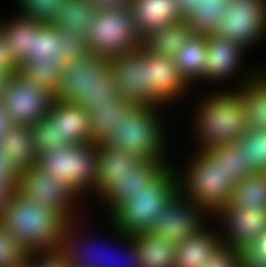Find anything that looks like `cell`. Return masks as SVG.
I'll return each instance as SVG.
<instances>
[{"label": "cell", "instance_id": "1", "mask_svg": "<svg viewBox=\"0 0 266 267\" xmlns=\"http://www.w3.org/2000/svg\"><path fill=\"white\" fill-rule=\"evenodd\" d=\"M9 234L29 253L58 251L69 220L54 207L14 192L0 216Z\"/></svg>", "mask_w": 266, "mask_h": 267}, {"label": "cell", "instance_id": "2", "mask_svg": "<svg viewBox=\"0 0 266 267\" xmlns=\"http://www.w3.org/2000/svg\"><path fill=\"white\" fill-rule=\"evenodd\" d=\"M198 104L192 118L198 150L237 143L248 130L243 104L235 90L213 91Z\"/></svg>", "mask_w": 266, "mask_h": 267}, {"label": "cell", "instance_id": "3", "mask_svg": "<svg viewBox=\"0 0 266 267\" xmlns=\"http://www.w3.org/2000/svg\"><path fill=\"white\" fill-rule=\"evenodd\" d=\"M177 168L169 165L152 183L119 204L108 215L110 228L127 235L148 232L153 220L179 192Z\"/></svg>", "mask_w": 266, "mask_h": 267}, {"label": "cell", "instance_id": "4", "mask_svg": "<svg viewBox=\"0 0 266 267\" xmlns=\"http://www.w3.org/2000/svg\"><path fill=\"white\" fill-rule=\"evenodd\" d=\"M157 107L161 106L130 103L122 111L116 137L109 144L140 158L168 162L166 126Z\"/></svg>", "mask_w": 266, "mask_h": 267}, {"label": "cell", "instance_id": "5", "mask_svg": "<svg viewBox=\"0 0 266 267\" xmlns=\"http://www.w3.org/2000/svg\"><path fill=\"white\" fill-rule=\"evenodd\" d=\"M197 150L183 173L177 171L179 192L203 207L212 217L233 198L234 186L238 183L229 176L220 163L203 151Z\"/></svg>", "mask_w": 266, "mask_h": 267}, {"label": "cell", "instance_id": "6", "mask_svg": "<svg viewBox=\"0 0 266 267\" xmlns=\"http://www.w3.org/2000/svg\"><path fill=\"white\" fill-rule=\"evenodd\" d=\"M85 38L90 54L107 59L140 48L141 43L129 6L99 7Z\"/></svg>", "mask_w": 266, "mask_h": 267}, {"label": "cell", "instance_id": "7", "mask_svg": "<svg viewBox=\"0 0 266 267\" xmlns=\"http://www.w3.org/2000/svg\"><path fill=\"white\" fill-rule=\"evenodd\" d=\"M98 153L99 143L72 144L38 156L36 166L65 182L82 198L94 192Z\"/></svg>", "mask_w": 266, "mask_h": 267}, {"label": "cell", "instance_id": "8", "mask_svg": "<svg viewBox=\"0 0 266 267\" xmlns=\"http://www.w3.org/2000/svg\"><path fill=\"white\" fill-rule=\"evenodd\" d=\"M118 94L136 105H166L149 86L148 53L141 48L108 59Z\"/></svg>", "mask_w": 266, "mask_h": 267}, {"label": "cell", "instance_id": "9", "mask_svg": "<svg viewBox=\"0 0 266 267\" xmlns=\"http://www.w3.org/2000/svg\"><path fill=\"white\" fill-rule=\"evenodd\" d=\"M54 99V94L41 83L17 72L10 79L0 104L13 124L31 126L47 116Z\"/></svg>", "mask_w": 266, "mask_h": 267}, {"label": "cell", "instance_id": "10", "mask_svg": "<svg viewBox=\"0 0 266 267\" xmlns=\"http://www.w3.org/2000/svg\"><path fill=\"white\" fill-rule=\"evenodd\" d=\"M214 35L232 39L247 50L265 40L266 0H231Z\"/></svg>", "mask_w": 266, "mask_h": 267}, {"label": "cell", "instance_id": "11", "mask_svg": "<svg viewBox=\"0 0 266 267\" xmlns=\"http://www.w3.org/2000/svg\"><path fill=\"white\" fill-rule=\"evenodd\" d=\"M209 217L212 219L203 207L178 192L153 220L148 233L179 244L206 228Z\"/></svg>", "mask_w": 266, "mask_h": 267}, {"label": "cell", "instance_id": "12", "mask_svg": "<svg viewBox=\"0 0 266 267\" xmlns=\"http://www.w3.org/2000/svg\"><path fill=\"white\" fill-rule=\"evenodd\" d=\"M16 191L44 206L54 207L69 221L78 218L75 217L78 214L75 207L81 198L65 182L50 176L36 165L20 172Z\"/></svg>", "mask_w": 266, "mask_h": 267}, {"label": "cell", "instance_id": "13", "mask_svg": "<svg viewBox=\"0 0 266 267\" xmlns=\"http://www.w3.org/2000/svg\"><path fill=\"white\" fill-rule=\"evenodd\" d=\"M214 218V222L217 219L221 221L218 225H223L220 232L222 246L240 249L245 254L266 230V207L227 205Z\"/></svg>", "mask_w": 266, "mask_h": 267}, {"label": "cell", "instance_id": "14", "mask_svg": "<svg viewBox=\"0 0 266 267\" xmlns=\"http://www.w3.org/2000/svg\"><path fill=\"white\" fill-rule=\"evenodd\" d=\"M169 165V162L141 158L132 168L112 179L111 184L98 196L111 213L119 204L152 183Z\"/></svg>", "mask_w": 266, "mask_h": 267}, {"label": "cell", "instance_id": "15", "mask_svg": "<svg viewBox=\"0 0 266 267\" xmlns=\"http://www.w3.org/2000/svg\"><path fill=\"white\" fill-rule=\"evenodd\" d=\"M206 67L203 82H225L240 73L245 49L238 42L216 35L208 36ZM242 61V62H241ZM241 68V69H240ZM239 71V72H238ZM229 78V79H227Z\"/></svg>", "mask_w": 266, "mask_h": 267}, {"label": "cell", "instance_id": "16", "mask_svg": "<svg viewBox=\"0 0 266 267\" xmlns=\"http://www.w3.org/2000/svg\"><path fill=\"white\" fill-rule=\"evenodd\" d=\"M46 117L57 128L62 146L91 143L89 113L82 106L54 99Z\"/></svg>", "mask_w": 266, "mask_h": 267}, {"label": "cell", "instance_id": "17", "mask_svg": "<svg viewBox=\"0 0 266 267\" xmlns=\"http://www.w3.org/2000/svg\"><path fill=\"white\" fill-rule=\"evenodd\" d=\"M107 58L88 54L66 66L55 99L67 103H77L79 95L87 89L91 78L99 77L107 68Z\"/></svg>", "mask_w": 266, "mask_h": 267}, {"label": "cell", "instance_id": "18", "mask_svg": "<svg viewBox=\"0 0 266 267\" xmlns=\"http://www.w3.org/2000/svg\"><path fill=\"white\" fill-rule=\"evenodd\" d=\"M147 66L149 67V86L166 106L182 99L184 94L189 92L187 89H191L177 70L173 58L148 54Z\"/></svg>", "mask_w": 266, "mask_h": 267}, {"label": "cell", "instance_id": "19", "mask_svg": "<svg viewBox=\"0 0 266 267\" xmlns=\"http://www.w3.org/2000/svg\"><path fill=\"white\" fill-rule=\"evenodd\" d=\"M248 72L232 90L240 96L248 129L266 131V78L258 68Z\"/></svg>", "mask_w": 266, "mask_h": 267}, {"label": "cell", "instance_id": "20", "mask_svg": "<svg viewBox=\"0 0 266 267\" xmlns=\"http://www.w3.org/2000/svg\"><path fill=\"white\" fill-rule=\"evenodd\" d=\"M129 8L141 36L184 19L175 0H132Z\"/></svg>", "mask_w": 266, "mask_h": 267}, {"label": "cell", "instance_id": "21", "mask_svg": "<svg viewBox=\"0 0 266 267\" xmlns=\"http://www.w3.org/2000/svg\"><path fill=\"white\" fill-rule=\"evenodd\" d=\"M79 220L76 218L65 225L58 252L70 267H103L104 249H101V252L99 248L98 250L97 248L95 249L92 242L90 244L87 243L89 239L87 238L86 240L85 235L82 234L83 232L79 230L80 226H82L77 224L80 223Z\"/></svg>", "mask_w": 266, "mask_h": 267}, {"label": "cell", "instance_id": "22", "mask_svg": "<svg viewBox=\"0 0 266 267\" xmlns=\"http://www.w3.org/2000/svg\"><path fill=\"white\" fill-rule=\"evenodd\" d=\"M207 226L202 231L177 244L175 267H203L222 247L221 233ZM209 229V230H208Z\"/></svg>", "mask_w": 266, "mask_h": 267}, {"label": "cell", "instance_id": "23", "mask_svg": "<svg viewBox=\"0 0 266 267\" xmlns=\"http://www.w3.org/2000/svg\"><path fill=\"white\" fill-rule=\"evenodd\" d=\"M141 158L113 145L99 143V153L94 181V197L98 196L111 184L112 179L132 168Z\"/></svg>", "mask_w": 266, "mask_h": 267}, {"label": "cell", "instance_id": "24", "mask_svg": "<svg viewBox=\"0 0 266 267\" xmlns=\"http://www.w3.org/2000/svg\"><path fill=\"white\" fill-rule=\"evenodd\" d=\"M0 19V33L10 48L11 55L20 65L33 52L34 36L46 24L23 19L18 14L9 19Z\"/></svg>", "mask_w": 266, "mask_h": 267}, {"label": "cell", "instance_id": "25", "mask_svg": "<svg viewBox=\"0 0 266 267\" xmlns=\"http://www.w3.org/2000/svg\"><path fill=\"white\" fill-rule=\"evenodd\" d=\"M193 35L192 28L183 20L165 28L147 31L141 36L140 48L144 53L174 58Z\"/></svg>", "mask_w": 266, "mask_h": 267}, {"label": "cell", "instance_id": "26", "mask_svg": "<svg viewBox=\"0 0 266 267\" xmlns=\"http://www.w3.org/2000/svg\"><path fill=\"white\" fill-rule=\"evenodd\" d=\"M0 153L22 170L36 165L37 156L30 126L14 124L0 140Z\"/></svg>", "mask_w": 266, "mask_h": 267}, {"label": "cell", "instance_id": "27", "mask_svg": "<svg viewBox=\"0 0 266 267\" xmlns=\"http://www.w3.org/2000/svg\"><path fill=\"white\" fill-rule=\"evenodd\" d=\"M207 41L208 36L193 35L173 58L177 70L191 87L205 75Z\"/></svg>", "mask_w": 266, "mask_h": 267}, {"label": "cell", "instance_id": "28", "mask_svg": "<svg viewBox=\"0 0 266 267\" xmlns=\"http://www.w3.org/2000/svg\"><path fill=\"white\" fill-rule=\"evenodd\" d=\"M133 240L138 246L141 267H175V242L148 232L133 235Z\"/></svg>", "mask_w": 266, "mask_h": 267}, {"label": "cell", "instance_id": "29", "mask_svg": "<svg viewBox=\"0 0 266 267\" xmlns=\"http://www.w3.org/2000/svg\"><path fill=\"white\" fill-rule=\"evenodd\" d=\"M22 63L55 64L64 70V39L53 24H46L34 36L33 52Z\"/></svg>", "mask_w": 266, "mask_h": 267}, {"label": "cell", "instance_id": "30", "mask_svg": "<svg viewBox=\"0 0 266 267\" xmlns=\"http://www.w3.org/2000/svg\"><path fill=\"white\" fill-rule=\"evenodd\" d=\"M98 10L99 7L89 0H67L53 25L59 31H68L85 37L87 28L95 19Z\"/></svg>", "mask_w": 266, "mask_h": 267}, {"label": "cell", "instance_id": "31", "mask_svg": "<svg viewBox=\"0 0 266 267\" xmlns=\"http://www.w3.org/2000/svg\"><path fill=\"white\" fill-rule=\"evenodd\" d=\"M76 104L87 111L95 110V106L129 105L130 103L118 94L109 66L99 77L91 78L87 89L79 95V101Z\"/></svg>", "mask_w": 266, "mask_h": 267}, {"label": "cell", "instance_id": "32", "mask_svg": "<svg viewBox=\"0 0 266 267\" xmlns=\"http://www.w3.org/2000/svg\"><path fill=\"white\" fill-rule=\"evenodd\" d=\"M231 0H200L195 9L184 15V21L192 28L194 35L212 36L219 25L223 14Z\"/></svg>", "mask_w": 266, "mask_h": 267}, {"label": "cell", "instance_id": "33", "mask_svg": "<svg viewBox=\"0 0 266 267\" xmlns=\"http://www.w3.org/2000/svg\"><path fill=\"white\" fill-rule=\"evenodd\" d=\"M128 105L95 106L87 110L90 119V138L93 143L109 144L119 129L120 115Z\"/></svg>", "mask_w": 266, "mask_h": 267}, {"label": "cell", "instance_id": "34", "mask_svg": "<svg viewBox=\"0 0 266 267\" xmlns=\"http://www.w3.org/2000/svg\"><path fill=\"white\" fill-rule=\"evenodd\" d=\"M214 163H220L229 176L237 182L253 175L256 171L245 162L244 151H241L237 143H229L211 149L203 150Z\"/></svg>", "mask_w": 266, "mask_h": 267}, {"label": "cell", "instance_id": "35", "mask_svg": "<svg viewBox=\"0 0 266 267\" xmlns=\"http://www.w3.org/2000/svg\"><path fill=\"white\" fill-rule=\"evenodd\" d=\"M229 205L250 206L255 209L266 207V172H256L239 181L234 186Z\"/></svg>", "mask_w": 266, "mask_h": 267}, {"label": "cell", "instance_id": "36", "mask_svg": "<svg viewBox=\"0 0 266 267\" xmlns=\"http://www.w3.org/2000/svg\"><path fill=\"white\" fill-rule=\"evenodd\" d=\"M245 162L256 172H266V131L248 129L237 142Z\"/></svg>", "mask_w": 266, "mask_h": 267}, {"label": "cell", "instance_id": "37", "mask_svg": "<svg viewBox=\"0 0 266 267\" xmlns=\"http://www.w3.org/2000/svg\"><path fill=\"white\" fill-rule=\"evenodd\" d=\"M17 1V0H16ZM18 15L44 24H53L67 0H18Z\"/></svg>", "mask_w": 266, "mask_h": 267}, {"label": "cell", "instance_id": "38", "mask_svg": "<svg viewBox=\"0 0 266 267\" xmlns=\"http://www.w3.org/2000/svg\"><path fill=\"white\" fill-rule=\"evenodd\" d=\"M19 73L41 83L52 94H56L62 80L63 70L55 64L21 63Z\"/></svg>", "mask_w": 266, "mask_h": 267}, {"label": "cell", "instance_id": "39", "mask_svg": "<svg viewBox=\"0 0 266 267\" xmlns=\"http://www.w3.org/2000/svg\"><path fill=\"white\" fill-rule=\"evenodd\" d=\"M29 253L0 221V267H24Z\"/></svg>", "mask_w": 266, "mask_h": 267}, {"label": "cell", "instance_id": "40", "mask_svg": "<svg viewBox=\"0 0 266 267\" xmlns=\"http://www.w3.org/2000/svg\"><path fill=\"white\" fill-rule=\"evenodd\" d=\"M30 129L37 157L54 152L63 147L58 141L57 128L47 117L31 125Z\"/></svg>", "mask_w": 266, "mask_h": 267}, {"label": "cell", "instance_id": "41", "mask_svg": "<svg viewBox=\"0 0 266 267\" xmlns=\"http://www.w3.org/2000/svg\"><path fill=\"white\" fill-rule=\"evenodd\" d=\"M114 231L115 232H113L114 234L116 233L117 235V237H118V239L120 240L119 242H121V238H122V244H124V243H126L127 244V249H126V251H127V253H126V255H124V257L125 258H123V256H122V258H121V256H120V258L121 259H124L125 260V263L123 262L124 260H122V264L121 265H126V267H141V258H140V256H139V253H138V246H137V244L135 243V241L133 240V235H127L126 233H124V232H122V231H119L118 229H116L115 227H114ZM123 241H124V243H123ZM108 250V249H107ZM107 250H106V252H107ZM105 252V251H104ZM105 252V253H106ZM105 253H104V256H103V267H116V265H115V261L117 260H115L114 261V259H112V256H110L109 255V258H108V256H107V254L105 255ZM113 253V252H112ZM114 254H116V253H114ZM114 254H111V255H113L114 256ZM122 254H123V252H122ZM121 254V255H122ZM107 258H106V257ZM118 257V256H117ZM106 258V259H105ZM115 258V257H114ZM113 261V262H112ZM120 261V260H119ZM119 261H117V262H119ZM111 264H110V263ZM116 262V263H117ZM114 264V265H113ZM118 265V264H117ZM120 265V264H119ZM118 265V266H119ZM121 265H120V267H121ZM124 265V266H125ZM117 266V267H118ZM123 267V266H122Z\"/></svg>", "mask_w": 266, "mask_h": 267}, {"label": "cell", "instance_id": "42", "mask_svg": "<svg viewBox=\"0 0 266 267\" xmlns=\"http://www.w3.org/2000/svg\"><path fill=\"white\" fill-rule=\"evenodd\" d=\"M203 267H246V254L240 249L222 246Z\"/></svg>", "mask_w": 266, "mask_h": 267}, {"label": "cell", "instance_id": "43", "mask_svg": "<svg viewBox=\"0 0 266 267\" xmlns=\"http://www.w3.org/2000/svg\"><path fill=\"white\" fill-rule=\"evenodd\" d=\"M61 39H64V60L66 66L74 62L78 58H82L90 54L88 43L85 37H80L75 33L68 31H60Z\"/></svg>", "mask_w": 266, "mask_h": 267}, {"label": "cell", "instance_id": "44", "mask_svg": "<svg viewBox=\"0 0 266 267\" xmlns=\"http://www.w3.org/2000/svg\"><path fill=\"white\" fill-rule=\"evenodd\" d=\"M27 267H70L58 252L31 253L26 259Z\"/></svg>", "mask_w": 266, "mask_h": 267}, {"label": "cell", "instance_id": "45", "mask_svg": "<svg viewBox=\"0 0 266 267\" xmlns=\"http://www.w3.org/2000/svg\"><path fill=\"white\" fill-rule=\"evenodd\" d=\"M246 267H266V230L246 253Z\"/></svg>", "mask_w": 266, "mask_h": 267}, {"label": "cell", "instance_id": "46", "mask_svg": "<svg viewBox=\"0 0 266 267\" xmlns=\"http://www.w3.org/2000/svg\"><path fill=\"white\" fill-rule=\"evenodd\" d=\"M19 67L20 65L11 55L10 48L0 33V69L11 72L14 75L19 72Z\"/></svg>", "mask_w": 266, "mask_h": 267}, {"label": "cell", "instance_id": "47", "mask_svg": "<svg viewBox=\"0 0 266 267\" xmlns=\"http://www.w3.org/2000/svg\"><path fill=\"white\" fill-rule=\"evenodd\" d=\"M20 172L17 166L8 159V156L0 153V179H12L17 184Z\"/></svg>", "mask_w": 266, "mask_h": 267}, {"label": "cell", "instance_id": "48", "mask_svg": "<svg viewBox=\"0 0 266 267\" xmlns=\"http://www.w3.org/2000/svg\"><path fill=\"white\" fill-rule=\"evenodd\" d=\"M17 184L12 179H0V216L4 206L12 198Z\"/></svg>", "mask_w": 266, "mask_h": 267}, {"label": "cell", "instance_id": "49", "mask_svg": "<svg viewBox=\"0 0 266 267\" xmlns=\"http://www.w3.org/2000/svg\"><path fill=\"white\" fill-rule=\"evenodd\" d=\"M12 120L9 118L7 112L2 108L0 104V140L13 126Z\"/></svg>", "mask_w": 266, "mask_h": 267}, {"label": "cell", "instance_id": "50", "mask_svg": "<svg viewBox=\"0 0 266 267\" xmlns=\"http://www.w3.org/2000/svg\"><path fill=\"white\" fill-rule=\"evenodd\" d=\"M97 7H122L129 6L132 0H89Z\"/></svg>", "mask_w": 266, "mask_h": 267}, {"label": "cell", "instance_id": "51", "mask_svg": "<svg viewBox=\"0 0 266 267\" xmlns=\"http://www.w3.org/2000/svg\"><path fill=\"white\" fill-rule=\"evenodd\" d=\"M181 14L184 16L190 9H195L200 0H175Z\"/></svg>", "mask_w": 266, "mask_h": 267}, {"label": "cell", "instance_id": "52", "mask_svg": "<svg viewBox=\"0 0 266 267\" xmlns=\"http://www.w3.org/2000/svg\"><path fill=\"white\" fill-rule=\"evenodd\" d=\"M13 74L11 72H7L5 70L0 69V102L6 93L8 83L12 78Z\"/></svg>", "mask_w": 266, "mask_h": 267}, {"label": "cell", "instance_id": "53", "mask_svg": "<svg viewBox=\"0 0 266 267\" xmlns=\"http://www.w3.org/2000/svg\"><path fill=\"white\" fill-rule=\"evenodd\" d=\"M259 71H261L259 73H261L266 78V68L264 70L261 69Z\"/></svg>", "mask_w": 266, "mask_h": 267}]
</instances>
